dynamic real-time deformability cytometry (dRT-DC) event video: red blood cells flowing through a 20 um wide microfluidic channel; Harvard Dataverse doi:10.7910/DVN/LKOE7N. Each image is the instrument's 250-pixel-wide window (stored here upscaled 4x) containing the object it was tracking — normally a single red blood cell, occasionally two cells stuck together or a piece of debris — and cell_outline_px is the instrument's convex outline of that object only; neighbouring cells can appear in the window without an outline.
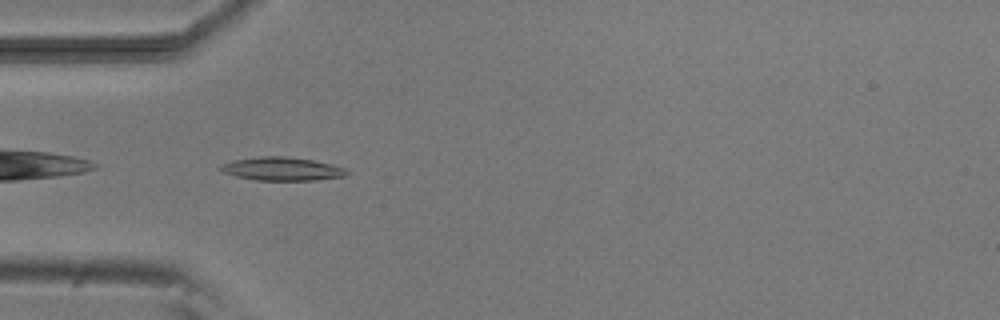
{"species": "common noctule bat (a hibernating species)", "species_latin": "Nyctalus noctula", "temperature_condition": "room temperature", "stored_images_in_passage": 9, "camera_frame_rate_fps": 3000, "um_per_image_px": 0.085, "animal": {"sex": "male", "body_mass_g": 20.5, "forearm_length_mm": 52.5}, "frame": {"image": 1, "passage_image": 4, "time_ms": 4.333, "image_size_px": [1000, 320], "cell_outline_px": [[352, 172], [348, 176], [316, 180], [256, 180], [236, 176], [224, 172], [216, 168], [232, 160], [260, 156], [284, 156], [312, 160], [332, 164], [344, 168]], "centroid_in_image_um": [24.02, 14.36], "position_along_channel_um": 61.0, "area_um2": 17.28}}
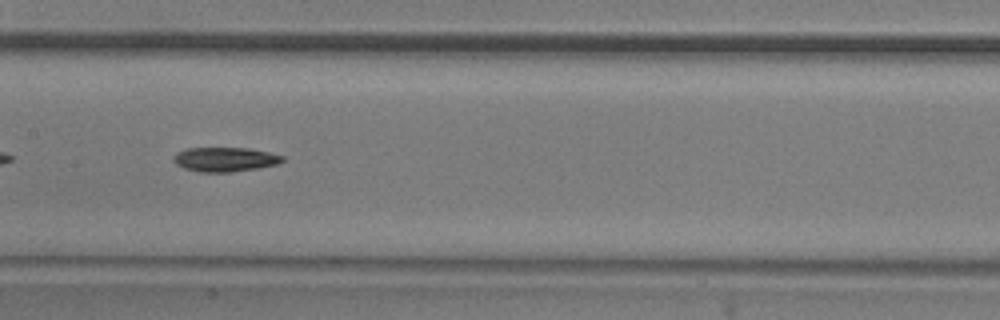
{"frame": {"image": 2, "passage_image": 7, "time_ms": 7.667, "image_size_px": [1000, 320], "cell_outline_px": [[284, 160], [276, 164], [256, 168], [232, 172], [200, 172], [184, 168], [176, 164], [172, 160], [172, 156], [188, 148], [248, 148], [268, 152], [284, 156]], "centroid_in_image_um": [19.1, 13.55], "position_along_channel_um": 188.3, "area_um2": 15.32}}
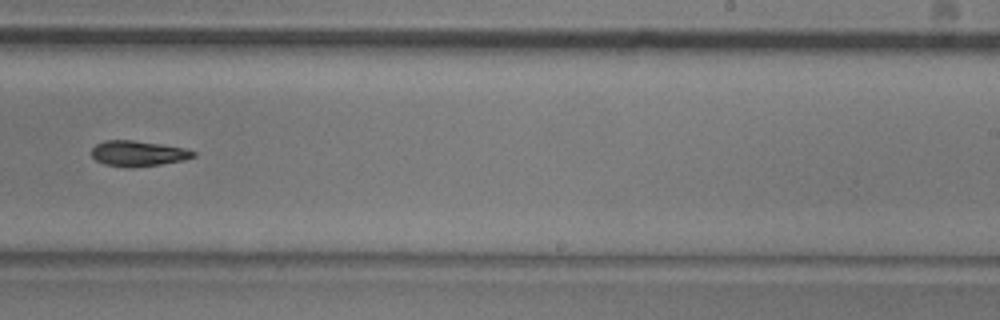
{"frame": {"image": 3, "passage_image": 9, "time_ms": 10.0, "image_size_px": [1000, 320], "cell_outline_px": [[196, 156], [184, 160], [160, 164], [104, 164], [96, 160], [92, 156], [92, 148], [96, 144], [104, 140], [132, 140], [160, 144], [184, 148], [196, 152]], "centroid_in_image_um": [11.76, 12.99], "position_along_channel_um": 277.2, "area_um2": 14.28}}